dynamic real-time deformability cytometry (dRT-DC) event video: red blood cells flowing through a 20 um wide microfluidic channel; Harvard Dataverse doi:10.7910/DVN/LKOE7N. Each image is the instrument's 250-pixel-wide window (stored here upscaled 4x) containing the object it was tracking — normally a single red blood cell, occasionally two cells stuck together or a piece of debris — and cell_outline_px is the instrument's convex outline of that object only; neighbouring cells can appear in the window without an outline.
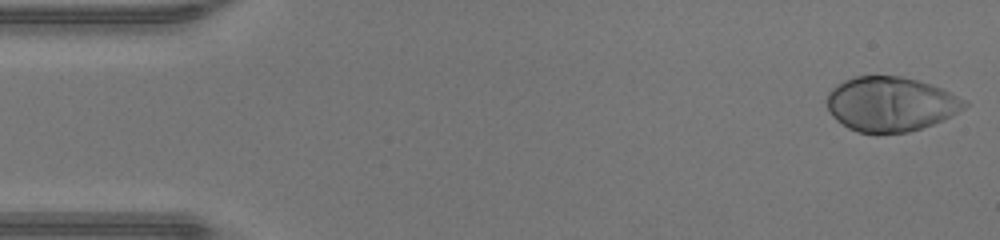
{"species": "human", "species_latin": "Homo sapiens", "temperature_condition": "warm", "stored_images_in_passage": 46, "camera_frame_rate_fps": 3000, "um_per_image_px": 0.085, "donor": {"sex": "male"}, "frame": {"image": 1, "passage_image": 1, "time_ms": 0.0, "image_size_px": [1000, 240], "cell_outline_px": [[968, 104], [964, 108], [932, 124], [908, 132], [876, 136], [856, 132], [848, 128], [836, 120], [828, 112], [828, 92], [836, 84], [844, 80], [856, 76], [900, 76], [916, 80], [940, 88], [968, 100]], "centroid_in_image_um": [75.65, 8.88], "position_along_channel_um": 9.4, "area_um2": 44.04}}
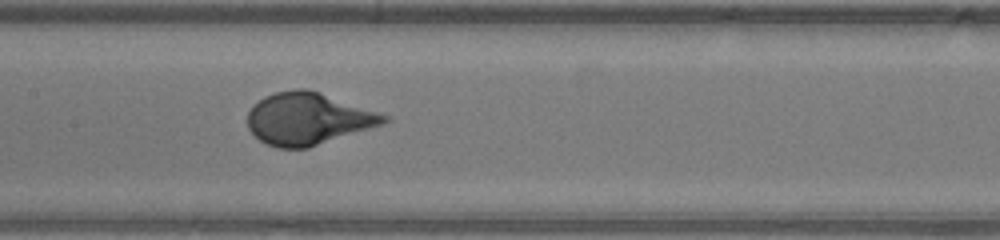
{"frame": {"image": 2, "passage_image": 22, "time_ms": 7.0, "image_size_px": [1000, 240], "cell_outline_px": [[392, 120], [384, 124], [308, 148], [276, 148], [260, 140], [248, 128], [248, 112], [252, 104], [264, 96], [276, 92], [296, 88], [308, 88], [320, 92], [388, 116]], "centroid_in_image_um": [26.17, 10.09], "position_along_channel_um": 181.2, "area_um2": 41.33}}
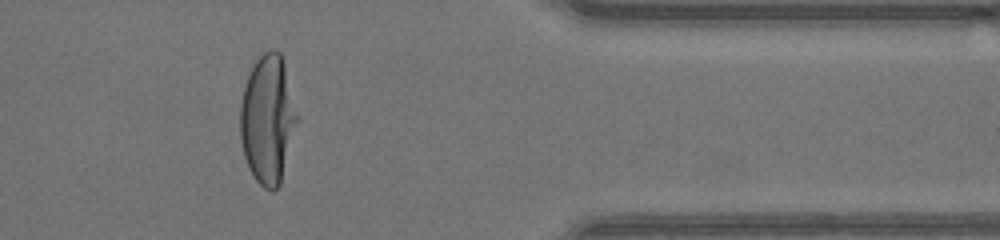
{"frame": {"image": 3, "passage_image": 38, "time_ms": 12.333, "image_size_px": [1000, 240], "cell_outline_px": [[300, 120], [280, 184], [272, 192], [264, 188], [256, 180], [248, 168], [244, 156], [240, 136], [240, 104], [244, 88], [248, 76], [256, 60], [268, 48], [276, 48], [280, 52], [284, 64], [300, 116]], "centroid_in_image_um": [22.79, 10.15], "position_along_channel_um": 388.6, "area_um2": 43.35}, "authors_computed_cell_mechanics": {"area_um2": 41.9917, "velocity_mm_per_s": 4.328, "shape_relaxation_time_tau1_ms": 2.8525, "shape_relaxation_time_tau2_ms": null, "deformation_change_tau1": 0.2351, "deformation_change_tau2": null}}